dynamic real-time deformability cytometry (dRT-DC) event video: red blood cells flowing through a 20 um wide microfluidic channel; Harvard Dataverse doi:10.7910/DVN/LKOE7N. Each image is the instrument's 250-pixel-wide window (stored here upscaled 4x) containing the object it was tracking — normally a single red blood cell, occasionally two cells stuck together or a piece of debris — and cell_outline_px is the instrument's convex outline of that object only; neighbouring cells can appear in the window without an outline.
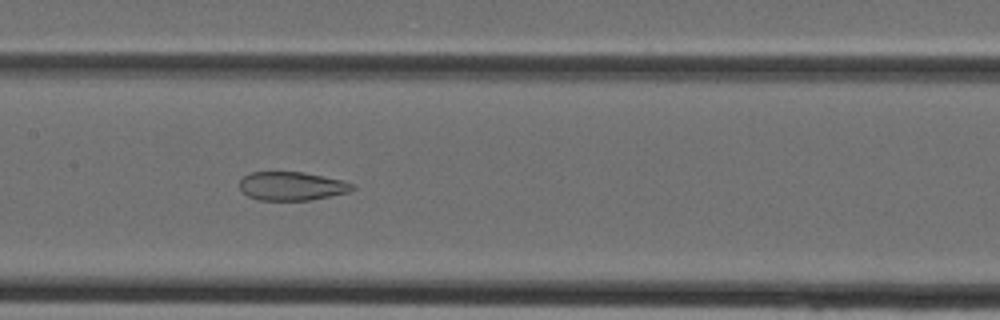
{"species": "Egyptian fruit bat (a non-hibernating species)", "species_latin": "Rousettus aegyptiacus", "temperature_condition": "cold", "stored_images_in_passage": 29, "camera_frame_rate_fps": 3000, "um_per_image_px": 0.085, "animal": {"sex": "female"}, "frame": {"image": 1, "passage_image": 17, "time_ms": 5.333, "image_size_px": [1000, 320], "cell_outline_px": [[356, 188], [348, 192], [332, 196], [308, 200], [256, 200], [248, 196], [240, 188], [240, 180], [244, 176], [252, 172], [304, 172], [344, 180], [352, 184]], "centroid_in_image_um": [24.82, 15.82], "position_along_channel_um": 182.6, "area_um2": 18.84}}
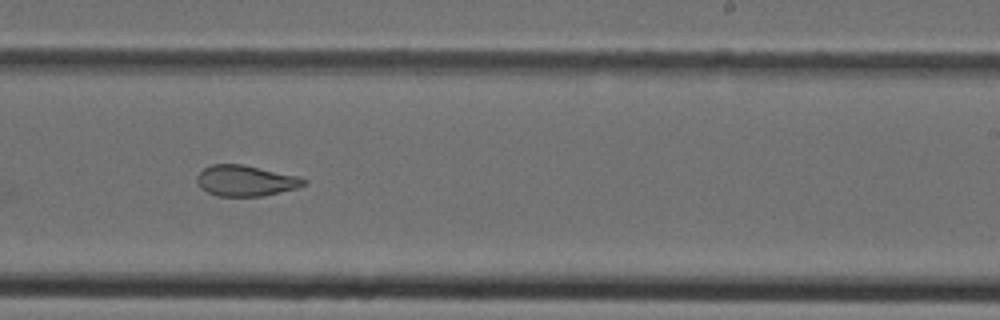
{"frame": {"image": 2, "passage_image": 22, "time_ms": 7.0, "image_size_px": [1000, 320], "cell_outline_px": [[308, 184], [296, 188], [260, 196], [216, 196], [200, 188], [196, 180], [196, 176], [204, 168], [212, 164], [244, 164], [296, 176], [308, 180]], "centroid_in_image_um": [20.85, 15.35], "position_along_channel_um": 268.1, "area_um2": 19.13}}
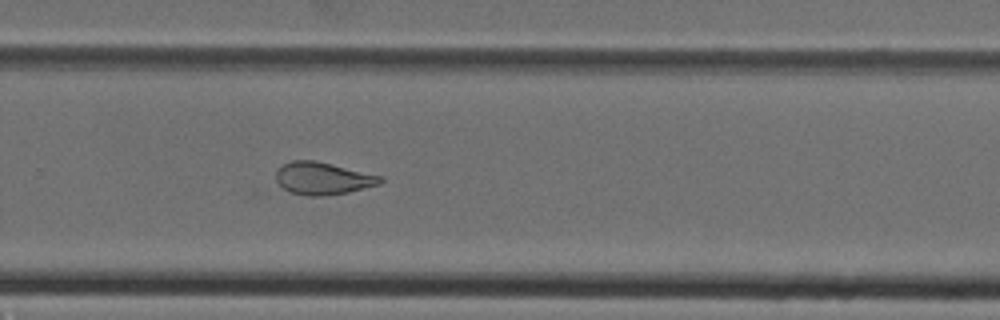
{"frame": {"image": 3, "passage_image": 24, "time_ms": 7.667, "image_size_px": [1000, 320], "cell_outline_px": [[384, 180], [380, 184], [348, 192], [320, 196], [308, 196], [292, 192], [284, 188], [276, 180], [276, 172], [284, 164], [292, 160], [316, 160], [384, 176]], "centroid_in_image_um": [27.49, 15.15], "position_along_channel_um": 302.3, "area_um2": 19.65}}